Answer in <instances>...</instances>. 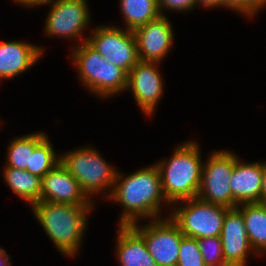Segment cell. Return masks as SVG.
<instances>
[{
    "instance_id": "1",
    "label": "cell",
    "mask_w": 266,
    "mask_h": 266,
    "mask_svg": "<svg viewBox=\"0 0 266 266\" xmlns=\"http://www.w3.org/2000/svg\"><path fill=\"white\" fill-rule=\"evenodd\" d=\"M109 199L123 206L119 225H132L145 218L148 221L162 218V205L172 206L164 197L160 173L155 163L126 177L117 171Z\"/></svg>"
},
{
    "instance_id": "2",
    "label": "cell",
    "mask_w": 266,
    "mask_h": 266,
    "mask_svg": "<svg viewBox=\"0 0 266 266\" xmlns=\"http://www.w3.org/2000/svg\"><path fill=\"white\" fill-rule=\"evenodd\" d=\"M93 207L39 201L32 205V212L59 252L73 257L81 248Z\"/></svg>"
},
{
    "instance_id": "3",
    "label": "cell",
    "mask_w": 266,
    "mask_h": 266,
    "mask_svg": "<svg viewBox=\"0 0 266 266\" xmlns=\"http://www.w3.org/2000/svg\"><path fill=\"white\" fill-rule=\"evenodd\" d=\"M196 141H186L176 146L169 159L155 163L166 200L175 202L197 198L200 189L203 161Z\"/></svg>"
},
{
    "instance_id": "4",
    "label": "cell",
    "mask_w": 266,
    "mask_h": 266,
    "mask_svg": "<svg viewBox=\"0 0 266 266\" xmlns=\"http://www.w3.org/2000/svg\"><path fill=\"white\" fill-rule=\"evenodd\" d=\"M71 52L79 79L88 91L100 98L126 92L128 73L102 57L87 42L77 44Z\"/></svg>"
},
{
    "instance_id": "5",
    "label": "cell",
    "mask_w": 266,
    "mask_h": 266,
    "mask_svg": "<svg viewBox=\"0 0 266 266\" xmlns=\"http://www.w3.org/2000/svg\"><path fill=\"white\" fill-rule=\"evenodd\" d=\"M60 161L78 181L89 199L107 189L109 191L104 197H110L118 170H115L95 147L88 145L61 153Z\"/></svg>"
},
{
    "instance_id": "6",
    "label": "cell",
    "mask_w": 266,
    "mask_h": 266,
    "mask_svg": "<svg viewBox=\"0 0 266 266\" xmlns=\"http://www.w3.org/2000/svg\"><path fill=\"white\" fill-rule=\"evenodd\" d=\"M185 202V203H184ZM183 203V205H178ZM170 218L184 236L201 239L220 236L228 207L207 203L199 198L185 199L172 204Z\"/></svg>"
},
{
    "instance_id": "7",
    "label": "cell",
    "mask_w": 266,
    "mask_h": 266,
    "mask_svg": "<svg viewBox=\"0 0 266 266\" xmlns=\"http://www.w3.org/2000/svg\"><path fill=\"white\" fill-rule=\"evenodd\" d=\"M206 161L202 166L197 198L207 203L236 208L238 203L234 200L230 188L234 169V152L215 150Z\"/></svg>"
},
{
    "instance_id": "8",
    "label": "cell",
    "mask_w": 266,
    "mask_h": 266,
    "mask_svg": "<svg viewBox=\"0 0 266 266\" xmlns=\"http://www.w3.org/2000/svg\"><path fill=\"white\" fill-rule=\"evenodd\" d=\"M91 32L86 42L127 73L140 61L133 31L114 25H100Z\"/></svg>"
},
{
    "instance_id": "9",
    "label": "cell",
    "mask_w": 266,
    "mask_h": 266,
    "mask_svg": "<svg viewBox=\"0 0 266 266\" xmlns=\"http://www.w3.org/2000/svg\"><path fill=\"white\" fill-rule=\"evenodd\" d=\"M88 0H51L46 3L51 9L45 20V34L58 38L83 43L87 37L83 35L90 24ZM84 36V37H82ZM80 39V40H79Z\"/></svg>"
},
{
    "instance_id": "10",
    "label": "cell",
    "mask_w": 266,
    "mask_h": 266,
    "mask_svg": "<svg viewBox=\"0 0 266 266\" xmlns=\"http://www.w3.org/2000/svg\"><path fill=\"white\" fill-rule=\"evenodd\" d=\"M138 223L131 226L144 238L148 252L157 266H177L184 235L170 216L149 220L142 226Z\"/></svg>"
},
{
    "instance_id": "11",
    "label": "cell",
    "mask_w": 266,
    "mask_h": 266,
    "mask_svg": "<svg viewBox=\"0 0 266 266\" xmlns=\"http://www.w3.org/2000/svg\"><path fill=\"white\" fill-rule=\"evenodd\" d=\"M160 62L139 61L128 73L126 91H131L138 108L152 115L160 101L164 82L158 71Z\"/></svg>"
},
{
    "instance_id": "12",
    "label": "cell",
    "mask_w": 266,
    "mask_h": 266,
    "mask_svg": "<svg viewBox=\"0 0 266 266\" xmlns=\"http://www.w3.org/2000/svg\"><path fill=\"white\" fill-rule=\"evenodd\" d=\"M172 27L166 15H160L133 31L140 61L161 63L166 58L174 43Z\"/></svg>"
},
{
    "instance_id": "13",
    "label": "cell",
    "mask_w": 266,
    "mask_h": 266,
    "mask_svg": "<svg viewBox=\"0 0 266 266\" xmlns=\"http://www.w3.org/2000/svg\"><path fill=\"white\" fill-rule=\"evenodd\" d=\"M40 201L70 205H94L61 161L42 177Z\"/></svg>"
},
{
    "instance_id": "14",
    "label": "cell",
    "mask_w": 266,
    "mask_h": 266,
    "mask_svg": "<svg viewBox=\"0 0 266 266\" xmlns=\"http://www.w3.org/2000/svg\"><path fill=\"white\" fill-rule=\"evenodd\" d=\"M221 244L225 263L230 266H245L252 249L242 216L236 208H230L224 217L221 229Z\"/></svg>"
},
{
    "instance_id": "15",
    "label": "cell",
    "mask_w": 266,
    "mask_h": 266,
    "mask_svg": "<svg viewBox=\"0 0 266 266\" xmlns=\"http://www.w3.org/2000/svg\"><path fill=\"white\" fill-rule=\"evenodd\" d=\"M263 162L246 163L234 153V169L230 188L238 204L259 202L261 198Z\"/></svg>"
},
{
    "instance_id": "16",
    "label": "cell",
    "mask_w": 266,
    "mask_h": 266,
    "mask_svg": "<svg viewBox=\"0 0 266 266\" xmlns=\"http://www.w3.org/2000/svg\"><path fill=\"white\" fill-rule=\"evenodd\" d=\"M44 52L42 46L25 41L0 43V80L17 77L29 70Z\"/></svg>"
},
{
    "instance_id": "17",
    "label": "cell",
    "mask_w": 266,
    "mask_h": 266,
    "mask_svg": "<svg viewBox=\"0 0 266 266\" xmlns=\"http://www.w3.org/2000/svg\"><path fill=\"white\" fill-rule=\"evenodd\" d=\"M116 257L120 266H157L144 238L131 225H118Z\"/></svg>"
},
{
    "instance_id": "18",
    "label": "cell",
    "mask_w": 266,
    "mask_h": 266,
    "mask_svg": "<svg viewBox=\"0 0 266 266\" xmlns=\"http://www.w3.org/2000/svg\"><path fill=\"white\" fill-rule=\"evenodd\" d=\"M237 208L242 212L248 240L255 254L266 255V204L242 203Z\"/></svg>"
},
{
    "instance_id": "19",
    "label": "cell",
    "mask_w": 266,
    "mask_h": 266,
    "mask_svg": "<svg viewBox=\"0 0 266 266\" xmlns=\"http://www.w3.org/2000/svg\"><path fill=\"white\" fill-rule=\"evenodd\" d=\"M3 177L14 194L30 206L40 201L42 178L13 167H4Z\"/></svg>"
},
{
    "instance_id": "20",
    "label": "cell",
    "mask_w": 266,
    "mask_h": 266,
    "mask_svg": "<svg viewBox=\"0 0 266 266\" xmlns=\"http://www.w3.org/2000/svg\"><path fill=\"white\" fill-rule=\"evenodd\" d=\"M125 29L134 31L147 22L158 18L161 14L157 0H120Z\"/></svg>"
},
{
    "instance_id": "21",
    "label": "cell",
    "mask_w": 266,
    "mask_h": 266,
    "mask_svg": "<svg viewBox=\"0 0 266 266\" xmlns=\"http://www.w3.org/2000/svg\"><path fill=\"white\" fill-rule=\"evenodd\" d=\"M45 132H35L14 138L8 144L7 162L4 167L26 170L30 167V150L46 136Z\"/></svg>"
},
{
    "instance_id": "22",
    "label": "cell",
    "mask_w": 266,
    "mask_h": 266,
    "mask_svg": "<svg viewBox=\"0 0 266 266\" xmlns=\"http://www.w3.org/2000/svg\"><path fill=\"white\" fill-rule=\"evenodd\" d=\"M60 161L49 137L46 135L33 150H30V167L26 171L40 178L44 177Z\"/></svg>"
},
{
    "instance_id": "23",
    "label": "cell",
    "mask_w": 266,
    "mask_h": 266,
    "mask_svg": "<svg viewBox=\"0 0 266 266\" xmlns=\"http://www.w3.org/2000/svg\"><path fill=\"white\" fill-rule=\"evenodd\" d=\"M177 266H205L203 256L198 249V239L182 237Z\"/></svg>"
},
{
    "instance_id": "24",
    "label": "cell",
    "mask_w": 266,
    "mask_h": 266,
    "mask_svg": "<svg viewBox=\"0 0 266 266\" xmlns=\"http://www.w3.org/2000/svg\"><path fill=\"white\" fill-rule=\"evenodd\" d=\"M198 249L205 264L225 263L220 236L198 239Z\"/></svg>"
},
{
    "instance_id": "25",
    "label": "cell",
    "mask_w": 266,
    "mask_h": 266,
    "mask_svg": "<svg viewBox=\"0 0 266 266\" xmlns=\"http://www.w3.org/2000/svg\"><path fill=\"white\" fill-rule=\"evenodd\" d=\"M157 4L161 15H166L165 9L166 11L187 12L196 7L195 0H157Z\"/></svg>"
},
{
    "instance_id": "26",
    "label": "cell",
    "mask_w": 266,
    "mask_h": 266,
    "mask_svg": "<svg viewBox=\"0 0 266 266\" xmlns=\"http://www.w3.org/2000/svg\"><path fill=\"white\" fill-rule=\"evenodd\" d=\"M266 6V0H243V15L253 18Z\"/></svg>"
},
{
    "instance_id": "27",
    "label": "cell",
    "mask_w": 266,
    "mask_h": 266,
    "mask_svg": "<svg viewBox=\"0 0 266 266\" xmlns=\"http://www.w3.org/2000/svg\"><path fill=\"white\" fill-rule=\"evenodd\" d=\"M222 7L236 11L243 14V0H222Z\"/></svg>"
},
{
    "instance_id": "28",
    "label": "cell",
    "mask_w": 266,
    "mask_h": 266,
    "mask_svg": "<svg viewBox=\"0 0 266 266\" xmlns=\"http://www.w3.org/2000/svg\"><path fill=\"white\" fill-rule=\"evenodd\" d=\"M16 2L17 4H21L22 6L26 7H35V6H41L46 5V3L50 2L51 0H12Z\"/></svg>"
},
{
    "instance_id": "29",
    "label": "cell",
    "mask_w": 266,
    "mask_h": 266,
    "mask_svg": "<svg viewBox=\"0 0 266 266\" xmlns=\"http://www.w3.org/2000/svg\"><path fill=\"white\" fill-rule=\"evenodd\" d=\"M196 7L197 5H202L204 8H214V7H222V0H195Z\"/></svg>"
},
{
    "instance_id": "30",
    "label": "cell",
    "mask_w": 266,
    "mask_h": 266,
    "mask_svg": "<svg viewBox=\"0 0 266 266\" xmlns=\"http://www.w3.org/2000/svg\"><path fill=\"white\" fill-rule=\"evenodd\" d=\"M260 203L266 204V162L263 161V176Z\"/></svg>"
},
{
    "instance_id": "31",
    "label": "cell",
    "mask_w": 266,
    "mask_h": 266,
    "mask_svg": "<svg viewBox=\"0 0 266 266\" xmlns=\"http://www.w3.org/2000/svg\"><path fill=\"white\" fill-rule=\"evenodd\" d=\"M11 255H9L5 249L0 247V266H11Z\"/></svg>"
},
{
    "instance_id": "32",
    "label": "cell",
    "mask_w": 266,
    "mask_h": 266,
    "mask_svg": "<svg viewBox=\"0 0 266 266\" xmlns=\"http://www.w3.org/2000/svg\"><path fill=\"white\" fill-rule=\"evenodd\" d=\"M205 266H230L226 263H217V264H205Z\"/></svg>"
}]
</instances>
